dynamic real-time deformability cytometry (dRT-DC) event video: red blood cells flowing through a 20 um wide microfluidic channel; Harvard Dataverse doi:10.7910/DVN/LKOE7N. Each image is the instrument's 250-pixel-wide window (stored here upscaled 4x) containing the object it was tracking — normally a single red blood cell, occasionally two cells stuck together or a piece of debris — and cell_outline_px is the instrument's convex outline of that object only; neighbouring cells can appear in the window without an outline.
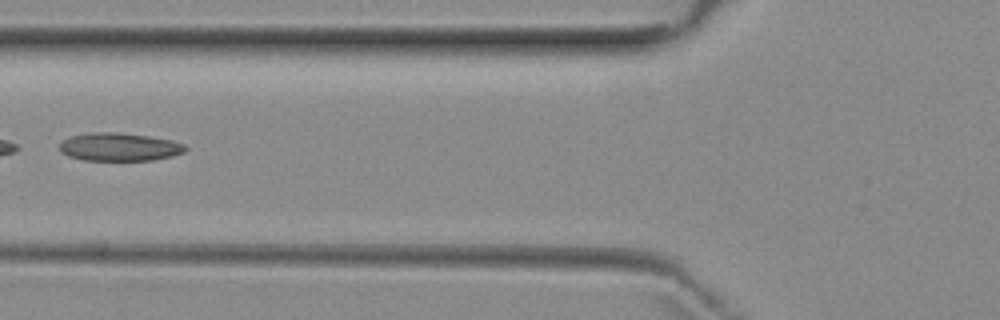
{"species": "common noctule bat (a hibernating species)", "species_latin": "Nyctalus noctula", "temperature_condition": "room temperature", "stored_images_in_passage": 7, "camera_frame_rate_fps": 3000, "um_per_image_px": 0.085, "animal": {"sex": "female", "body_mass_g": 29.2, "forearm_length_mm": 56.3}, "frame": {"image": 1, "passage_image": 6, "time_ms": 6.0, "image_size_px": [1000, 320], "cell_outline_px": [[188, 148], [184, 152], [172, 156], [152, 160], [84, 160], [68, 156], [60, 152], [60, 144], [64, 140], [72, 136], [92, 132], [116, 132], [148, 136], [172, 140], [184, 144]], "centroid_in_image_um": [10.16, 12.49], "position_along_channel_um": 115.6, "area_um2": 20.52}}
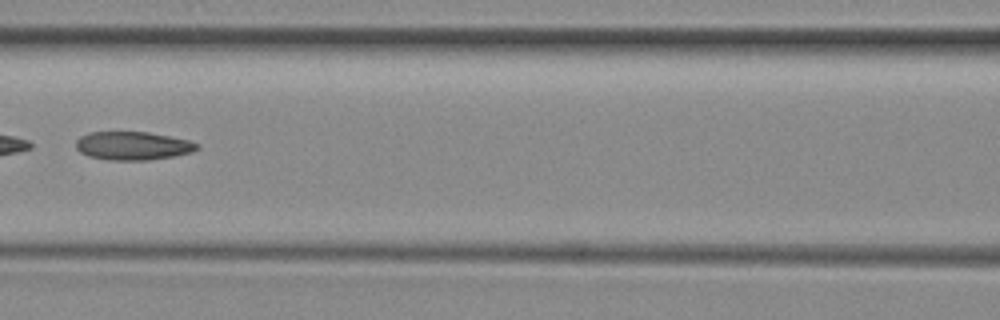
{"frame": {"image": 2, "passage_image": 7, "time_ms": 7.0, "image_size_px": [1000, 320], "cell_outline_px": [[200, 148], [192, 152], [172, 156], [148, 160], [112, 160], [88, 156], [80, 152], [76, 148], [76, 140], [80, 136], [88, 132], [148, 132], [188, 140], [200, 144]], "centroid_in_image_um": [11.28, 12.39], "position_along_channel_um": 155.3, "area_um2": 20.0}}